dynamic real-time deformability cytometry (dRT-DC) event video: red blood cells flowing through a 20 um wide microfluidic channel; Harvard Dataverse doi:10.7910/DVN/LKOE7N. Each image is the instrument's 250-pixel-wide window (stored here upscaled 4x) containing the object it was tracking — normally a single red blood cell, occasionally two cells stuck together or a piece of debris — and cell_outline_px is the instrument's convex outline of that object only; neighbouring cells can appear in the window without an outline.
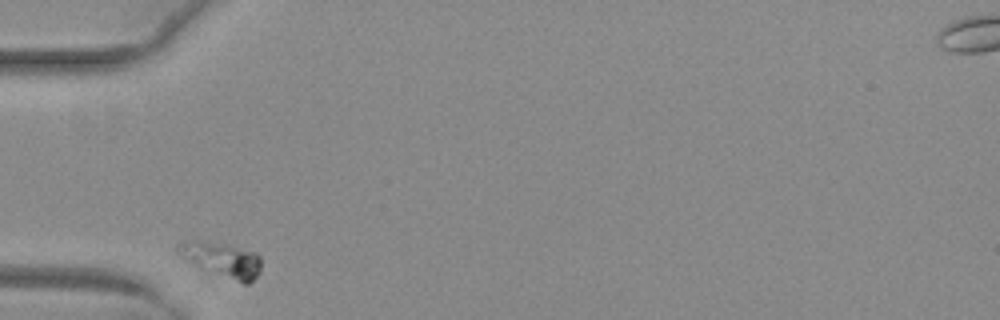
{"species": "common noctule bat (a hibernating species)", "species_latin": "Nyctalus noctula", "temperature_condition": "warm", "stored_images_in_passage": 30, "camera_frame_rate_fps": 3000, "um_per_image_px": 0.085, "animal": {"sex": "female", "body_mass_g": 29.2, "forearm_length_mm": 56.3}, "frame": {"image": 1, "passage_image": 1, "time_ms": 0.0, "image_size_px": [1000, 320], "cell_outline_px": [[260, 272], [248, 284], [244, 284], [200, 272], [176, 252], [176, 244], [184, 240], [196, 240], [228, 244], [256, 252], [260, 256]], "centroid_in_image_um": [18.79, 22.1], "position_along_channel_um": 66.2, "area_um2": 17.86}}
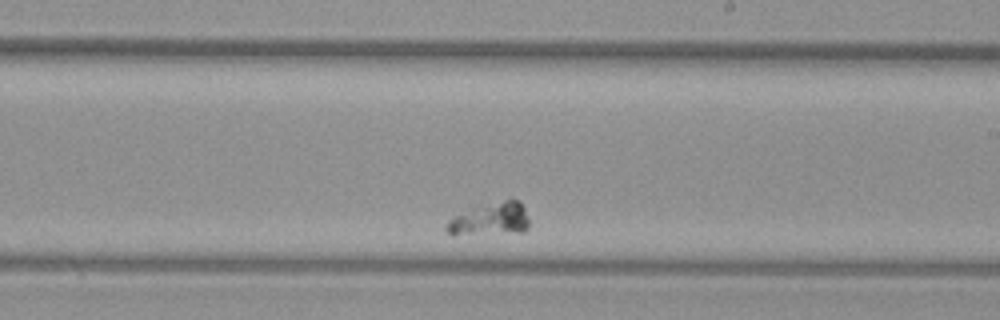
{"frame": {"image": 2, "passage_image": 18, "time_ms": 5.667, "image_size_px": [1000, 320], "cell_outline_px": [[528, 228], [524, 232], [452, 236], [444, 228], [444, 224], [456, 216], [476, 208], [512, 196], [520, 200], [524, 208], [528, 220]], "centroid_in_image_um": [41.71, 18.65], "position_along_channel_um": 247.3, "area_um2": 16.01}}
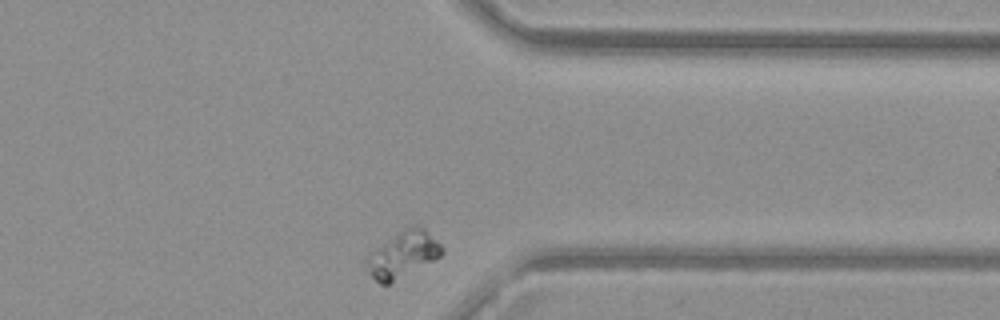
{"frame": {"image": 3, "passage_image": 30, "time_ms": 9.667, "image_size_px": [1000, 320], "cell_outline_px": [[444, 252], [440, 256], [388, 284], [380, 284], [372, 276], [368, 260], [368, 256], [376, 248], [400, 228], [412, 224], [416, 224], [424, 228], [444, 248]], "centroid_in_image_um": [34.29, 21.56], "position_along_channel_um": 377.1, "area_um2": 19.77}}